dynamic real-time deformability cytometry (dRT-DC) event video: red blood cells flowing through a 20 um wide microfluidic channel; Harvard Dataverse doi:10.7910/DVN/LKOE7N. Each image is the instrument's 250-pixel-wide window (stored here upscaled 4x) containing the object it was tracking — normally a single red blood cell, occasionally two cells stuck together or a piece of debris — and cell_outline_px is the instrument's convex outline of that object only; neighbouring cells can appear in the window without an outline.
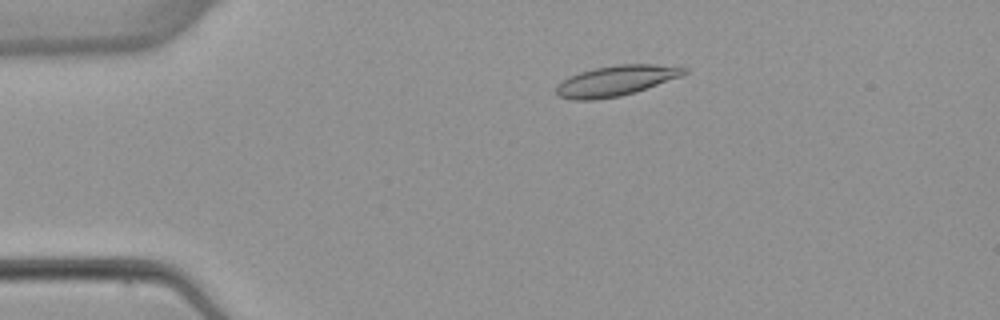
{"species": "common noctule bat (a hibernating species)", "species_latin": "Nyctalus noctula", "temperature_condition": "warm", "stored_images_in_passage": 4, "camera_frame_rate_fps": 3000, "um_per_image_px": 0.085, "animal": {"sex": "female", "body_mass_g": 22.7, "forearm_length_mm": 54.2}, "frame": {"image": 1, "passage_image": 3, "time_ms": 2.333, "image_size_px": [1000, 320], "cell_outline_px": [[688, 72], [680, 76], [636, 92], [620, 96], [592, 100], [572, 100], [556, 96], [556, 84], [568, 76], [580, 72], [596, 68], [616, 64], [652, 64], [688, 68]], "centroid_in_image_um": [52.29, 6.87], "position_along_channel_um": 32.7, "area_um2": 22.66}}